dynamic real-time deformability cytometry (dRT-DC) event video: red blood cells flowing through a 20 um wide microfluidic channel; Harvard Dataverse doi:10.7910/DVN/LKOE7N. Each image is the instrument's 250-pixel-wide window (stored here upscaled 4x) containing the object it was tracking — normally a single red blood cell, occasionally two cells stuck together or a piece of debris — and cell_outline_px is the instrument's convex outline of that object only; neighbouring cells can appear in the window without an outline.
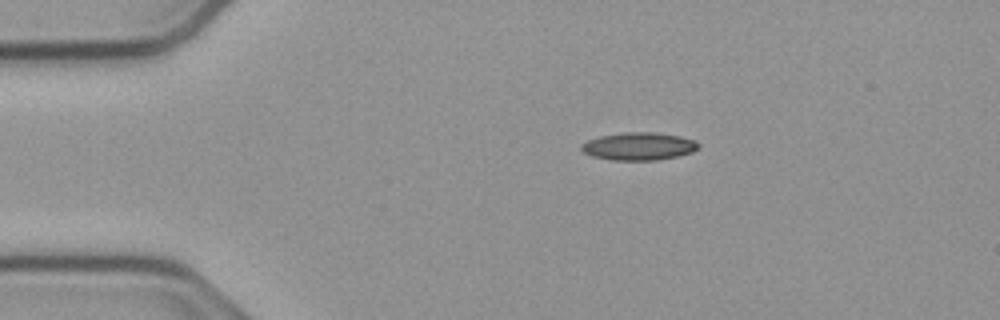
{"species": "common noctule bat (a hibernating species)", "species_latin": "Nyctalus noctula", "temperature_condition": "cold", "stored_images_in_passage": 45, "camera_frame_rate_fps": 3000, "um_per_image_px": 0.085, "animal": {"sex": "male", "body_mass_g": 23.1, "forearm_length_mm": 52.7}, "frame": {"image": 1, "passage_image": 1, "time_ms": 0.0, "image_size_px": [1000, 320], "cell_outline_px": [[700, 148], [692, 152], [676, 156], [656, 160], [612, 160], [592, 156], [584, 152], [580, 148], [580, 144], [588, 140], [600, 136], [624, 132], [656, 132], [680, 136], [696, 140], [700, 144]], "centroid_in_image_um": [54.31, 12.42], "position_along_channel_um": 30.7, "area_um2": 19.02}}
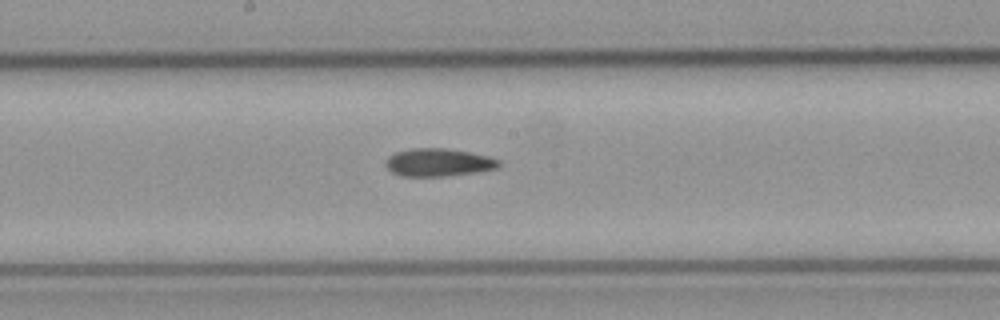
{"frame": {"image": 2, "passage_image": 19, "time_ms": 6.0, "image_size_px": [1000, 320], "cell_outline_px": [[504, 164], [496, 168], [476, 172], [448, 176], [400, 176], [392, 172], [384, 164], [388, 156], [396, 152], [412, 148], [444, 148], [468, 152], [488, 156], [500, 160]], "centroid_in_image_um": [37.27, 13.81], "position_along_channel_um": 210.9, "area_um2": 18.44}}
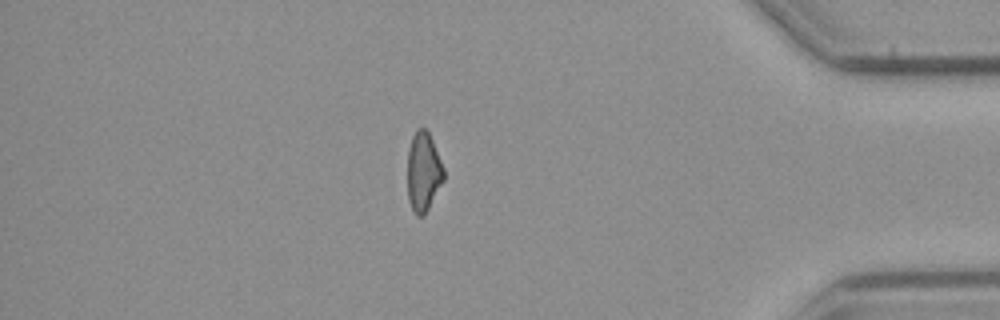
{"frame": {"image": 3, "passage_image": 37, "time_ms": 12.0, "image_size_px": [1000, 320], "cell_outline_px": [[444, 180], [424, 216], [416, 216], [408, 200], [408, 148], [412, 136], [416, 128], [424, 128], [428, 132], [432, 140], [444, 168]], "centroid_in_image_um": [35.98, 14.61], "position_along_channel_um": 399.2, "area_um2": 16.76}, "authors_computed_cell_mechanics": {"area_um2": 18.0914, "velocity_mm_per_s": 3.8031, "shape_relaxation_time_tau1_ms": 10.2628, "shape_relaxation_time_tau2_ms": 10.022, "deformation_change_tau1": 0.1866, "deformation_change_tau2": 0.211}}